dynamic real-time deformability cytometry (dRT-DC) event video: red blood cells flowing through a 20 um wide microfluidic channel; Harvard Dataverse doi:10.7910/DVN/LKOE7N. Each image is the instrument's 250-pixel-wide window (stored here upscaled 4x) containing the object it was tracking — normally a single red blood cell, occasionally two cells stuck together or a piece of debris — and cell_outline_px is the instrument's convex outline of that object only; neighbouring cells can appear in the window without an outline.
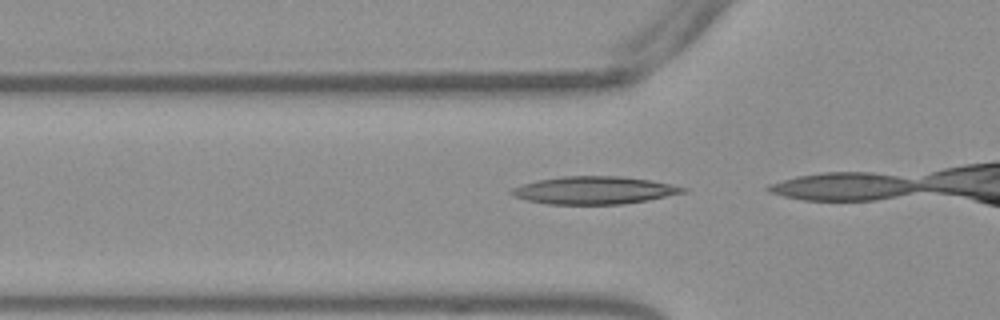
{"species": "Egyptian fruit bat (a non-hibernating species)", "species_latin": "Rousettus aegyptiacus", "temperature_condition": "warm", "stored_images_in_passage": 12, "camera_frame_rate_fps": 3000, "um_per_image_px": 0.085, "frame": {"image": 1, "passage_image": 11, "time_ms": 3.333, "image_size_px": [1000, 320], "cell_outline_px": [[688, 192], [648, 200], [624, 204], [548, 204], [528, 200], [512, 196], [508, 192], [512, 188], [536, 180], [560, 176], [620, 176], [648, 180], [672, 184], [688, 188]], "centroid_in_image_um": [50.51, 16.17], "position_along_channel_um": 75.3, "area_um2": 27.74}}